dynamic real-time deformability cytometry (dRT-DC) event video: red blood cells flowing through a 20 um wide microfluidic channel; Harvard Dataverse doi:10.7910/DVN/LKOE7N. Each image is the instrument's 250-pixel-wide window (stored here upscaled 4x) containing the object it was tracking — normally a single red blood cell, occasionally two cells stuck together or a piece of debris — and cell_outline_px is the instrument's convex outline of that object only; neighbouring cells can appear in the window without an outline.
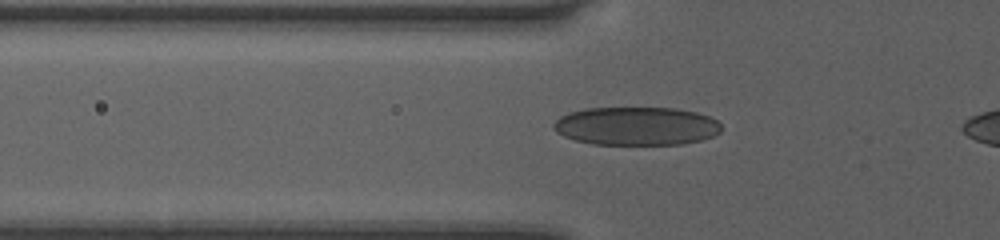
{"species": "human", "species_latin": "Homo sapiens", "temperature_condition": "room temperature", "stored_images_in_passage": 12, "camera_frame_rate_fps": 3000, "um_per_image_px": 0.085, "donor": {"sex": "female"}, "frame": {"image": 1, "passage_image": 9, "time_ms": 2.667, "image_size_px": [1000, 240], "cell_outline_px": [[720, 132], [712, 136], [700, 140], [684, 144], [592, 144], [576, 140], [564, 136], [556, 132], [552, 128], [552, 124], [560, 116], [568, 112], [584, 108], [676, 108], [696, 112], [708, 116], [716, 120], [720, 124]], "centroid_in_image_um": [54.05, 10.71], "position_along_channel_um": 71.7, "area_um2": 37.57}}